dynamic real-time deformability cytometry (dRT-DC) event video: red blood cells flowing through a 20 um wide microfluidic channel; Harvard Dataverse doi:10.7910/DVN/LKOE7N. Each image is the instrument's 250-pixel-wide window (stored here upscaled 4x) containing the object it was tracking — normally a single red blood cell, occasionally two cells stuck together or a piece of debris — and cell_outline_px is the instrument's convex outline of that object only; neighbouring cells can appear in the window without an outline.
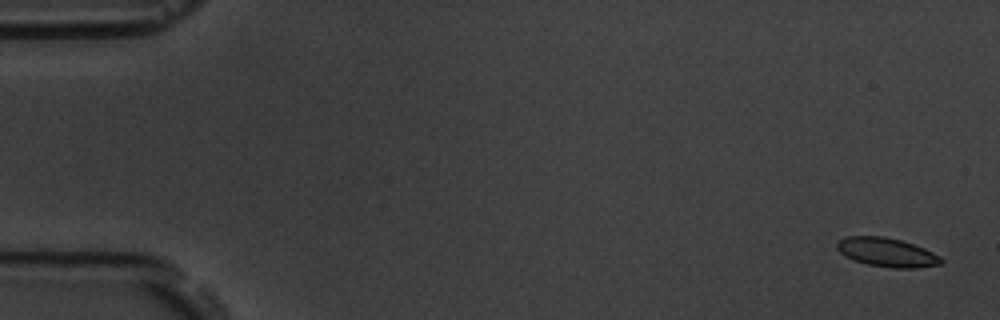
{"species": "common noctule bat (a hibernating species)", "species_latin": "Nyctalus noctula", "temperature_condition": "room temperature", "stored_images_in_passage": 6, "camera_frame_rate_fps": 3000, "um_per_image_px": 0.085, "animal": {"sex": "male", "body_mass_g": 19.5, "forearm_length_mm": 54.6}, "frame": {"image": 1, "passage_image": 1, "time_ms": 0.0, "image_size_px": [1000, 320], "cell_outline_px": [[944, 260], [940, 264], [916, 268], [892, 268], [868, 264], [856, 260], [840, 252], [836, 248], [836, 244], [844, 236], [884, 236], [900, 240], [924, 248], [940, 256]], "centroid_in_image_um": [75.4, 21.44], "position_along_channel_um": 9.6, "area_um2": 17.34}}
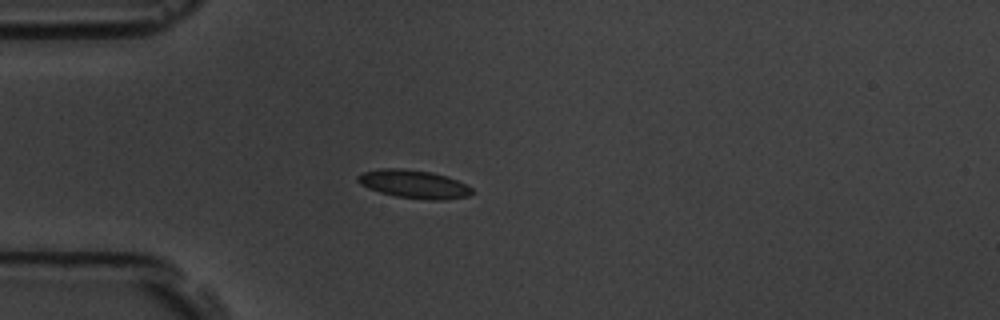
{"frame": {"image": 2, "passage_image": 5, "time_ms": 4.667, "image_size_px": [1000, 320], "cell_outline_px": [[472, 192], [468, 196], [444, 200], [428, 200], [396, 196], [380, 192], [368, 188], [360, 184], [356, 180], [356, 176], [364, 172], [384, 168], [404, 168], [432, 172], [448, 176], [468, 184], [472, 188]], "centroid_in_image_um": [35.2, 15.64], "position_along_channel_um": 49.8, "area_um2": 18.96}}